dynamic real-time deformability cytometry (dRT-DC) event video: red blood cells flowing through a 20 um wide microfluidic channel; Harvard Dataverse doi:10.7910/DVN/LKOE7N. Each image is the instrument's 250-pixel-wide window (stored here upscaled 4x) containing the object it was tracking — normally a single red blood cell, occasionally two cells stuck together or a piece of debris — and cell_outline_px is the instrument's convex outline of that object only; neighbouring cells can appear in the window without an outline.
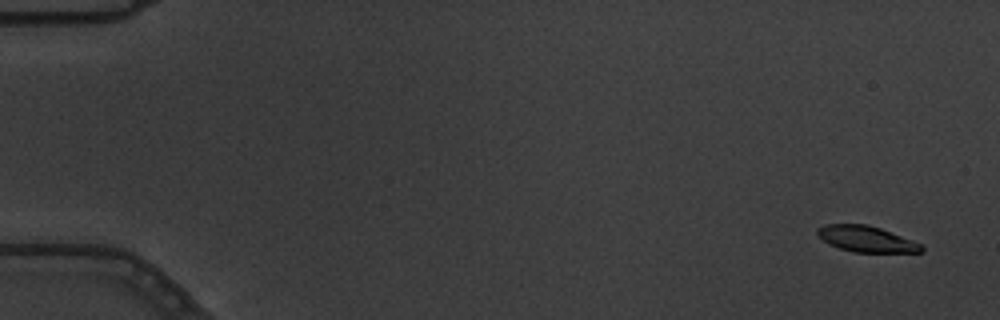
{"species": "common noctule bat (a hibernating species)", "species_latin": "Nyctalus noctula", "temperature_condition": "warm", "stored_images_in_passage": 7, "camera_frame_rate_fps": 3000, "um_per_image_px": 0.085, "animal": {"sex": "male", "body_mass_g": 19.5, "forearm_length_mm": 54.6}, "frame": {"image": 1, "passage_image": 1, "time_ms": 0.0, "image_size_px": [1000, 320], "cell_outline_px": [[924, 252], [852, 252], [828, 244], [816, 236], [816, 228], [824, 224], [868, 224], [880, 228], [920, 244], [924, 248]], "centroid_in_image_um": [73.55, 20.31], "position_along_channel_um": 11.4, "area_um2": 15.72}}
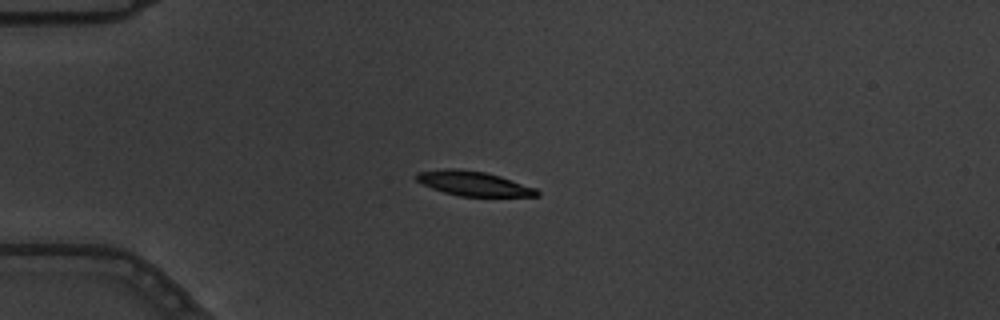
{"frame": {"image": 2, "passage_image": 4, "time_ms": 1.0, "image_size_px": [1000, 320], "cell_outline_px": [[540, 196], [460, 196], [444, 192], [432, 188], [416, 180], [416, 172], [448, 168], [456, 168], [484, 172], [500, 176], [536, 188], [540, 192]], "centroid_in_image_um": [40.26, 15.59], "position_along_channel_um": 44.7, "area_um2": 17.11}}